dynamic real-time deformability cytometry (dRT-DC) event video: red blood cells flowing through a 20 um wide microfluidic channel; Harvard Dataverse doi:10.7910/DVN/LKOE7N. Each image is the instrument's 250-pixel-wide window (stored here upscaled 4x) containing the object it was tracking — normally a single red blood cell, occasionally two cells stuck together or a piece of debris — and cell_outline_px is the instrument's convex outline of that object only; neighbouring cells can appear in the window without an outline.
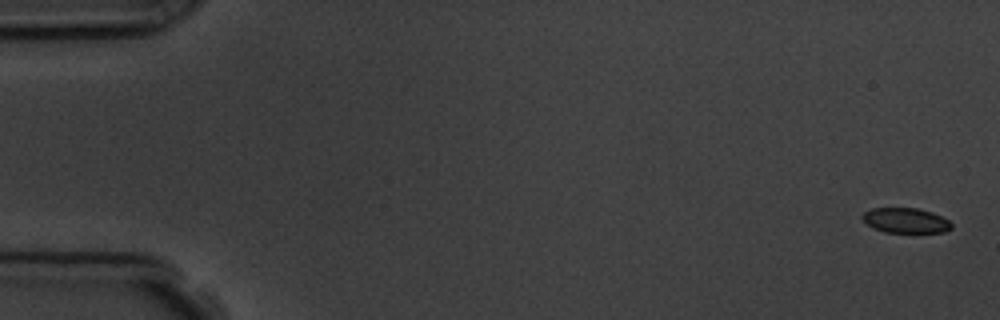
{"species": "common noctule bat (a hibernating species)", "species_latin": "Nyctalus noctula", "temperature_condition": "room temperature", "stored_images_in_passage": 6, "camera_frame_rate_fps": 3000, "um_per_image_px": 0.085, "animal": {"sex": "male", "body_mass_g": 19.5, "forearm_length_mm": 54.6}, "frame": {"image": 1, "passage_image": 1, "time_ms": 0.0, "image_size_px": [1000, 320], "cell_outline_px": [[952, 228], [944, 232], [884, 232], [872, 228], [860, 216], [864, 212], [872, 208], [916, 208], [932, 212], [948, 220], [952, 224]], "centroid_in_image_um": [76.96, 18.74], "position_along_channel_um": 8.0, "area_um2": 12.95}}
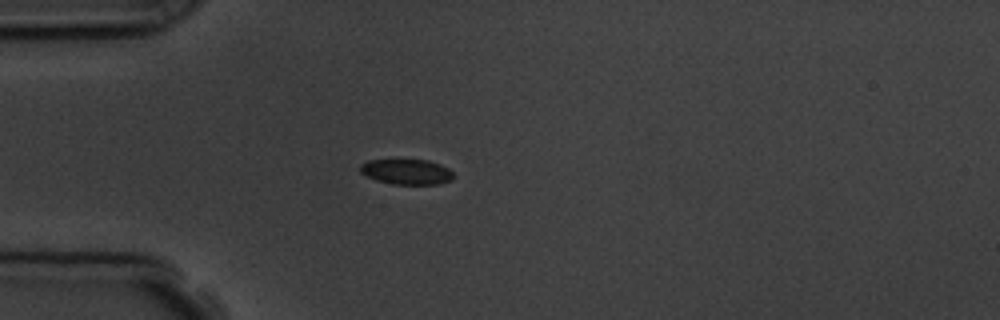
{"frame": {"image": 2, "passage_image": 5, "time_ms": 4.667, "image_size_px": [1000, 320], "cell_outline_px": [[456, 176], [452, 180], [440, 184], [392, 184], [376, 180], [360, 172], [360, 164], [368, 160], [428, 160], [440, 164], [448, 168]], "centroid_in_image_um": [34.6, 14.6], "position_along_channel_um": 50.4, "area_um2": 13.81}}